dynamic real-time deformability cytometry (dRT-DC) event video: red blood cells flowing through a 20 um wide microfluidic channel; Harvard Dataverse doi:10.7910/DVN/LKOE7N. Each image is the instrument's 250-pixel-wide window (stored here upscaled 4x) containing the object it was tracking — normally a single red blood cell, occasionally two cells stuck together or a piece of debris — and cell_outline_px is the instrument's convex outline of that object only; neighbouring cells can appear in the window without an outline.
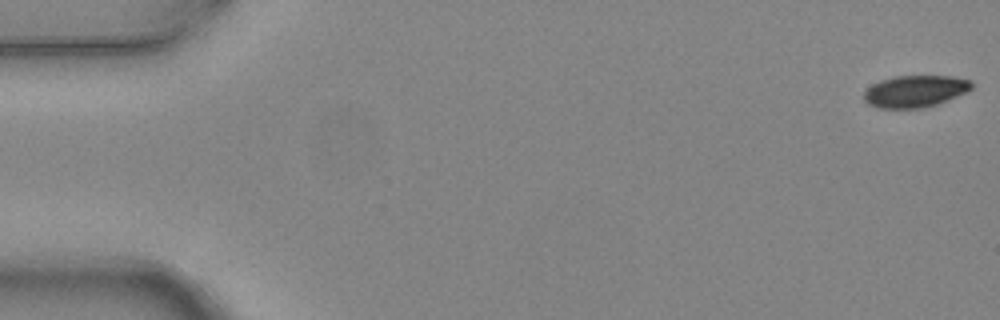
{"species": "common noctule bat (a hibernating species)", "species_latin": "Nyctalus noctula", "temperature_condition": "warm", "stored_images_in_passage": 5, "camera_frame_rate_fps": 3000, "um_per_image_px": 0.085, "animal": {"sex": "female", "body_mass_g": 24.6, "forearm_length_mm": 56.2}, "frame": {"image": 1, "passage_image": 1, "time_ms": 0.0, "image_size_px": [1000, 320], "cell_outline_px": [[972, 88], [968, 92], [936, 104], [924, 108], [880, 108], [868, 104], [864, 100], [864, 92], [872, 84], [880, 80], [896, 76], [952, 76], [972, 80]], "centroid_in_image_um": [77.8, 7.75], "position_along_channel_um": 7.2, "area_um2": 20.06}}
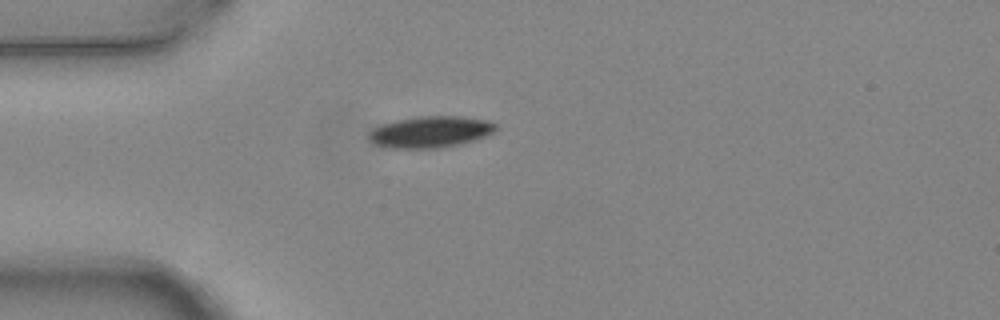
{"frame": {"image": 2, "passage_image": 4, "time_ms": 1.0, "image_size_px": [1000, 320], "cell_outline_px": [[496, 128], [492, 132], [476, 140], [460, 144], [440, 148], [388, 148], [376, 144], [368, 140], [368, 132], [372, 128], [380, 124], [396, 120], [416, 116], [460, 116], [488, 120], [496, 124]], "centroid_in_image_um": [36.54, 11.21], "position_along_channel_um": 48.5, "area_um2": 23.47}}